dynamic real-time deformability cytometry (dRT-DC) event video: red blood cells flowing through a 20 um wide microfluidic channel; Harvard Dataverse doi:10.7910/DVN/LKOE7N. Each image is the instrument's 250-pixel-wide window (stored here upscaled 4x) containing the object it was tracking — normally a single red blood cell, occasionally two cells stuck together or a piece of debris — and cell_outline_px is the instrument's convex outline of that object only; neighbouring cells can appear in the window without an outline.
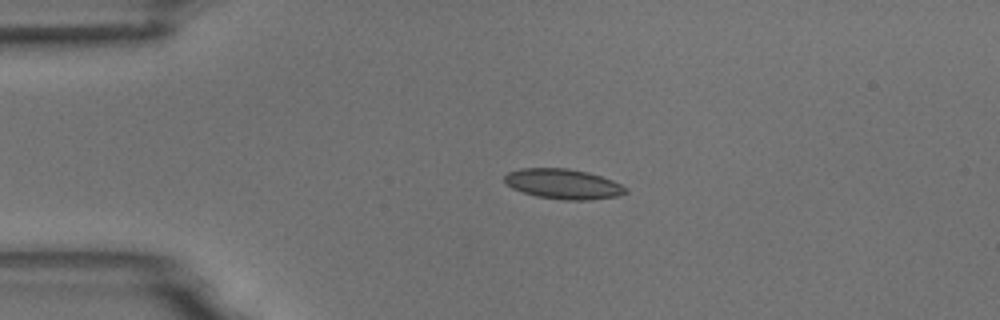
{"species": "common noctule bat (a hibernating species)", "species_latin": "Nyctalus noctula", "temperature_condition": "room temperature", "stored_images_in_passage": 2, "camera_frame_rate_fps": 3000, "um_per_image_px": 0.085, "animal": {"sex": "male", "body_mass_g": 18.8}, "frame": {"image": 1, "passage_image": 1, "time_ms": 0.0, "image_size_px": [1000, 320], "cell_outline_px": [[628, 192], [620, 196], [588, 200], [564, 200], [536, 196], [512, 188], [504, 184], [504, 176], [508, 172], [520, 168], [568, 168], [588, 172], [612, 180], [628, 188]], "centroid_in_image_um": [47.87, 15.64], "position_along_channel_um": 37.1, "area_um2": 21.39}}